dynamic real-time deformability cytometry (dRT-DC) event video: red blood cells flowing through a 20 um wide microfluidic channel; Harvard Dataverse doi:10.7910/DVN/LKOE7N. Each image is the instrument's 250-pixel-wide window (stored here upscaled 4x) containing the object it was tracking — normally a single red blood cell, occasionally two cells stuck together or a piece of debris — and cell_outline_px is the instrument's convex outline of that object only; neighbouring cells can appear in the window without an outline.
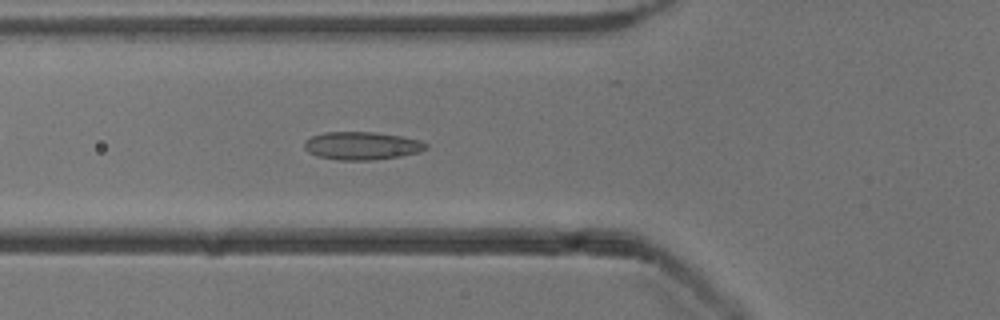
{"species": "common noctule bat (a hibernating species)", "species_latin": "Nyctalus noctula", "temperature_condition": "cold", "stored_images_in_passage": 31, "camera_frame_rate_fps": 3000, "um_per_image_px": 0.085, "animal": {"sex": "male", "body_mass_g": 13.3}, "frame": {"image": 1, "passage_image": 18, "time_ms": 5.667, "image_size_px": [1000, 320], "cell_outline_px": [[428, 148], [420, 152], [400, 156], [372, 160], [336, 160], [316, 156], [308, 152], [304, 148], [304, 140], [312, 136], [324, 132], [376, 132], [400, 136], [420, 140], [428, 144]], "centroid_in_image_um": [30.74, 12.39], "position_along_channel_um": 95.1, "area_um2": 20.0}}
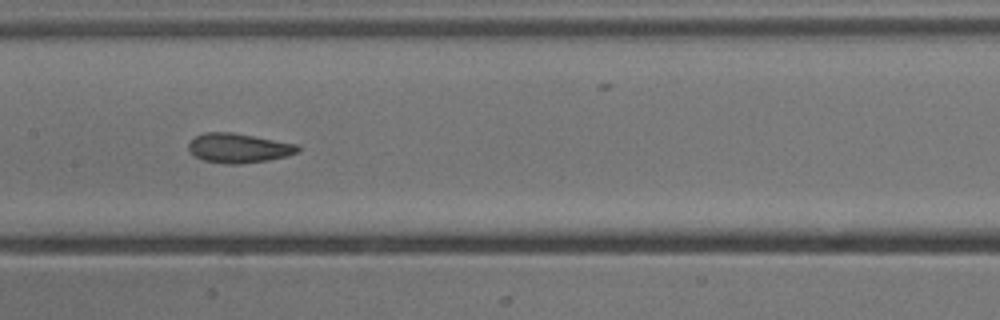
{"frame": {"image": 2, "passage_image": 25, "time_ms": 8.0, "image_size_px": [1000, 320], "cell_outline_px": [[300, 152], [288, 156], [268, 160], [240, 164], [224, 164], [204, 160], [196, 156], [188, 148], [188, 144], [196, 136], [204, 132], [232, 132], [300, 144]], "centroid_in_image_um": [20.35, 12.58], "position_along_channel_um": 187.1, "area_um2": 18.9}}
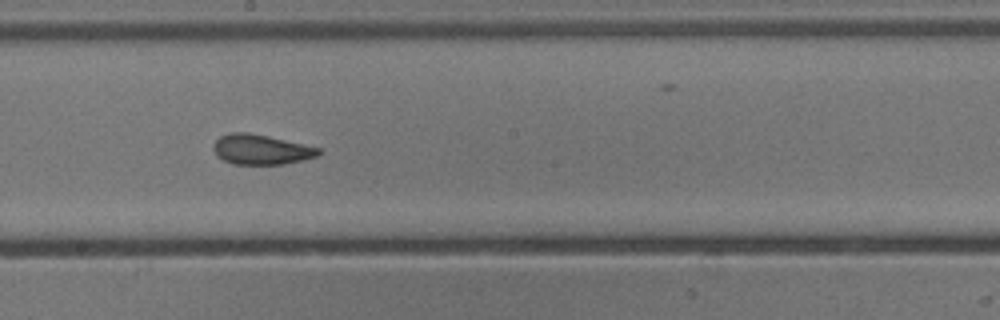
{"frame": {"image": 3, "passage_image": 28, "time_ms": 9.0, "image_size_px": [1000, 320], "cell_outline_px": [[320, 152], [316, 156], [284, 164], [232, 164], [216, 156], [212, 148], [216, 140], [220, 136], [232, 132], [248, 132], [268, 136], [304, 144], [320, 148]], "centroid_in_image_um": [22.14, 12.7], "position_along_channel_um": 226.1, "area_um2": 18.26}}